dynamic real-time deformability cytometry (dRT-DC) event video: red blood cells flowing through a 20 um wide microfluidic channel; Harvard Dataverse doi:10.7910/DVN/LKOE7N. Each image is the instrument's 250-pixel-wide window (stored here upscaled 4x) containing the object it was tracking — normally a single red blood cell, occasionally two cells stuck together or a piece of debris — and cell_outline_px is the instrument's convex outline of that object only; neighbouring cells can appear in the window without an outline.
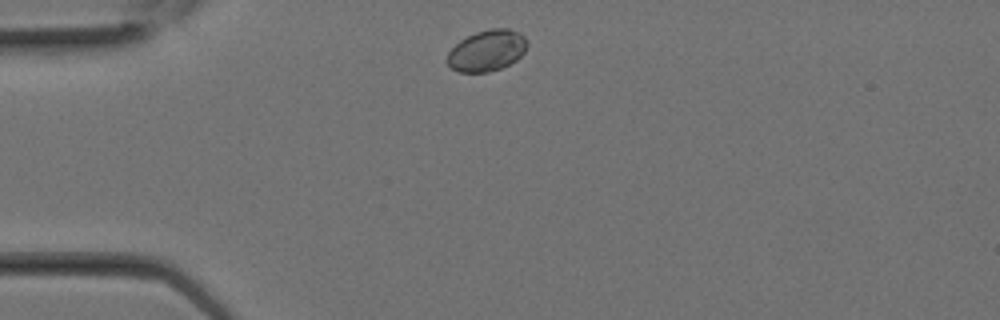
{"species": "Egyptian fruit bat (a non-hibernating species)", "species_latin": "Rousettus aegyptiacus", "temperature_condition": "room temperature", "stored_images_in_passage": 9, "camera_frame_rate_fps": 3000, "um_per_image_px": 0.085, "animal": {"sex": "female"}, "frame": {"image": 1, "passage_image": 1, "time_ms": 0.0, "image_size_px": [1000, 320], "cell_outline_px": [[528, 44], [524, 52], [516, 60], [500, 68], [488, 72], [460, 72], [452, 68], [444, 60], [448, 52], [460, 40], [476, 32], [492, 28], [508, 28], [520, 32], [528, 40]], "centroid_in_image_um": [41.39, 4.29], "position_along_channel_um": 43.6, "area_um2": 19.25}}
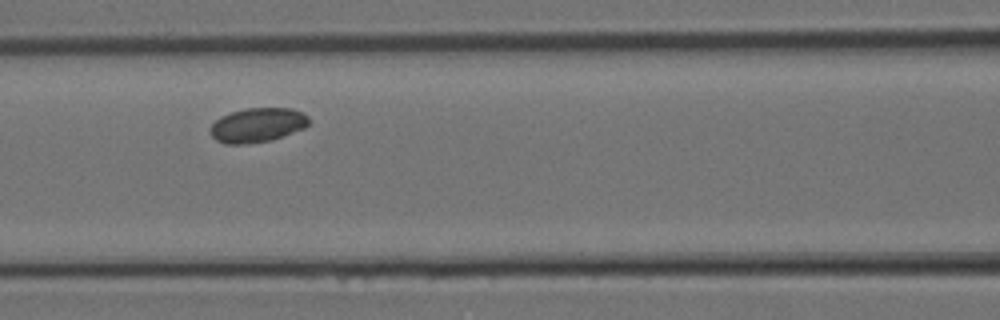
{"frame": {"image": 2, "passage_image": 6, "time_ms": 1.667, "image_size_px": [1000, 320], "cell_outline_px": [[308, 124], [304, 128], [272, 140], [248, 144], [224, 144], [216, 140], [212, 136], [212, 124], [220, 116], [244, 108], [292, 108], [304, 112], [308, 116]], "centroid_in_image_um": [21.9, 10.63], "position_along_channel_um": 144.7, "area_um2": 19.77}}
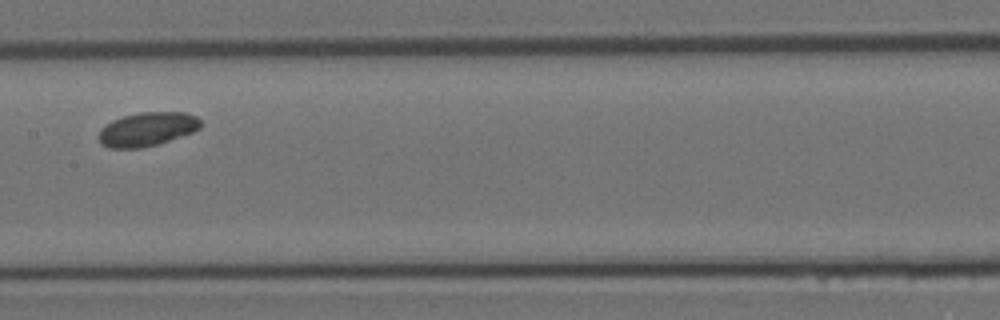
{"frame": {"image": 3, "passage_image": 8, "time_ms": 2.333, "image_size_px": [1000, 320], "cell_outline_px": [[200, 128], [192, 132], [156, 144], [140, 148], [108, 148], [100, 144], [100, 128], [104, 124], [112, 120], [124, 116], [140, 112], [184, 112], [196, 116], [200, 120]], "centroid_in_image_um": [12.48, 10.97], "position_along_channel_um": 194.9, "area_um2": 19.94}}